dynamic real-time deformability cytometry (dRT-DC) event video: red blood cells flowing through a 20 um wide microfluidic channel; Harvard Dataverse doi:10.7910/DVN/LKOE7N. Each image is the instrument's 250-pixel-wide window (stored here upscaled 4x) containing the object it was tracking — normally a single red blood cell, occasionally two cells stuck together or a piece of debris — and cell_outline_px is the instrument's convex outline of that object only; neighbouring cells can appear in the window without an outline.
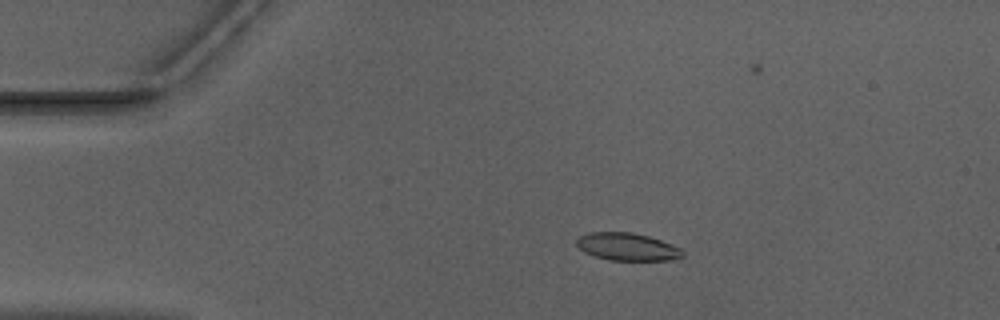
{"species": "Egyptian fruit bat (a non-hibernating species)", "species_latin": "Rousettus aegyptiacus", "temperature_condition": "warm", "stored_images_in_passage": 45, "camera_frame_rate_fps": 3000, "um_per_image_px": 0.085, "animal": {"sex": "male"}, "frame": {"image": 1, "passage_image": 3, "time_ms": 0.667, "image_size_px": [1000, 320], "cell_outline_px": [[684, 256], [668, 260], [608, 260], [584, 252], [576, 244], [576, 240], [580, 236], [588, 232], [632, 232], [648, 236], [660, 240], [680, 248], [684, 252]], "centroid_in_image_um": [53.3, 20.97], "position_along_channel_um": 31.7, "area_um2": 16.94}}
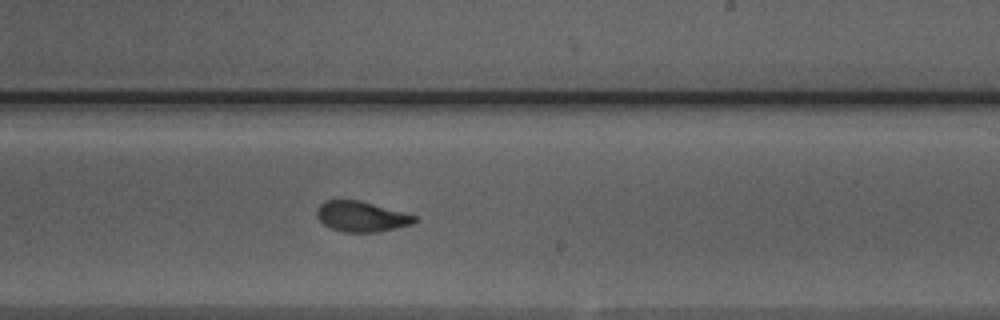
{"frame": {"image": 2, "passage_image": 24, "time_ms": 7.667, "image_size_px": [1000, 320], "cell_outline_px": [[420, 220], [412, 224], [380, 232], [340, 232], [324, 224], [316, 216], [316, 208], [324, 200], [360, 200], [416, 216]], "centroid_in_image_um": [30.71, 18.41], "position_along_channel_um": 258.3, "area_um2": 17.4}}
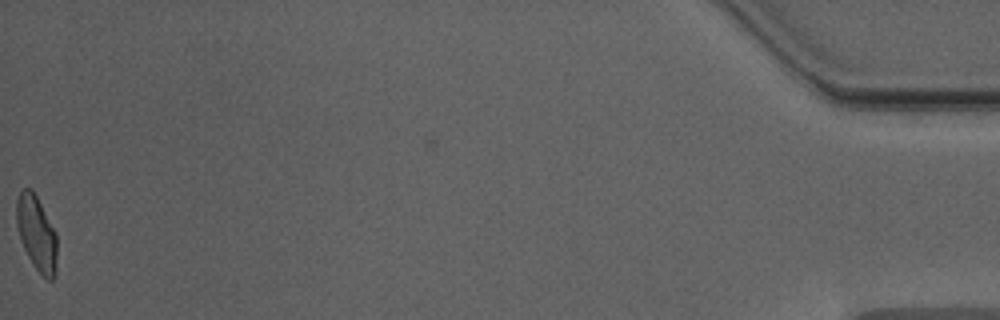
{"frame": {"image": 3, "passage_image": 45, "time_ms": 14.667, "image_size_px": [1000, 320], "cell_outline_px": [[56, 272], [52, 280], [48, 280], [36, 268], [28, 256], [20, 240], [16, 224], [16, 200], [20, 192], [24, 188], [32, 188], [56, 232]], "centroid_in_image_um": [3.1, 19.8], "position_along_channel_um": 432.1, "area_um2": 17.57}, "authors_computed_cell_mechanics": {"area_um2": 17.8024, "velocity_mm_per_s": 3.9621, "shape_relaxation_time_tau1_ms": 4.1777, "shape_relaxation_time_tau2_ms": 1.2575, "deformation_change_tau1": 0.1552, "deformation_change_tau2": 0.0759}}